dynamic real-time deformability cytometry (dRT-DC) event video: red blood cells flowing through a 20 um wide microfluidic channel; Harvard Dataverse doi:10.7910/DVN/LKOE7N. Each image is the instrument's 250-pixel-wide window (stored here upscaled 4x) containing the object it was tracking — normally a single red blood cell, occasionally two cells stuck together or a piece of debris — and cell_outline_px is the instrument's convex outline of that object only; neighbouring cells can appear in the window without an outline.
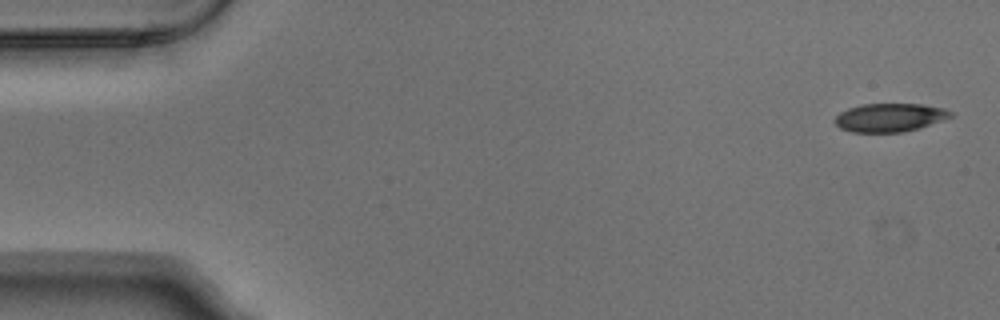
{"species": "Egyptian fruit bat (a non-hibernating species)", "species_latin": "Rousettus aegyptiacus", "temperature_condition": "warm", "stored_images_in_passage": 4, "camera_frame_rate_fps": 3000, "um_per_image_px": 0.085, "animal": {"sex": "male"}, "frame": {"image": 1, "passage_image": 1, "time_ms": 0.0, "image_size_px": [1000, 320], "cell_outline_px": [[952, 116], [920, 128], [900, 132], [852, 132], [840, 128], [836, 124], [836, 116], [840, 112], [848, 108], [864, 104], [924, 104], [944, 108], [952, 112]], "centroid_in_image_um": [75.63, 9.98], "position_along_channel_um": 9.4, "area_um2": 19.02}}
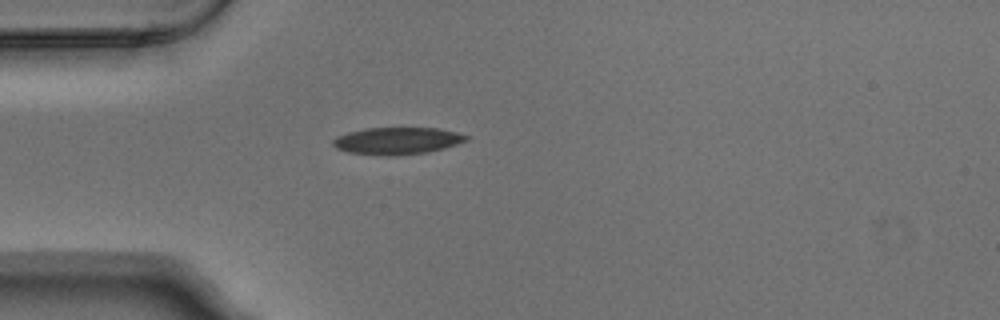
{"frame": {"image": 2, "passage_image": 4, "time_ms": 1.0, "image_size_px": [1000, 320], "cell_outline_px": [[468, 140], [444, 148], [428, 152], [388, 156], [384, 156], [348, 152], [336, 148], [332, 144], [332, 140], [336, 136], [348, 132], [364, 128], [440, 128], [456, 132], [468, 136]], "centroid_in_image_um": [33.73, 11.96], "position_along_channel_um": 51.3, "area_um2": 21.04}}